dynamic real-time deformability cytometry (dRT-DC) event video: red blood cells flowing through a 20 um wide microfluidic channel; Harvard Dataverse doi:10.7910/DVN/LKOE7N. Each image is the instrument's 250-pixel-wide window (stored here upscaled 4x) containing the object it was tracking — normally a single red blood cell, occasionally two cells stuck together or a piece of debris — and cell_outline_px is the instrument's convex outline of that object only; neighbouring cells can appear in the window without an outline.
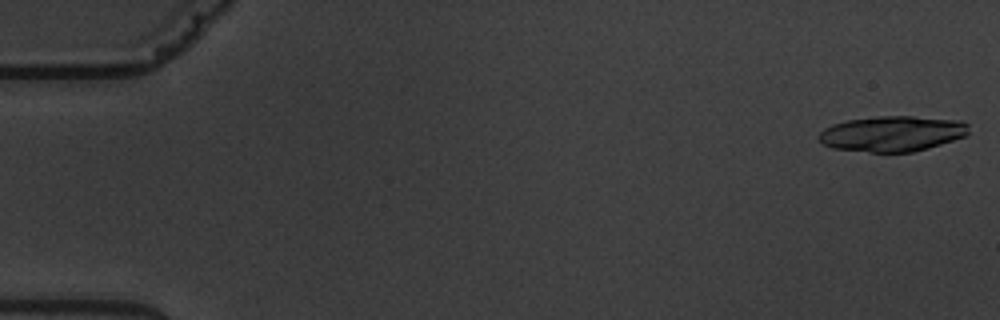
{"species": "common noctule bat (a hibernating species)", "species_latin": "Nyctalus noctula", "temperature_condition": "warm", "stored_images_in_passage": 8, "camera_frame_rate_fps": 3000, "um_per_image_px": 0.085, "animal": {"sex": "male", "body_mass_g": 19.5, "forearm_length_mm": 54.6}, "frame": {"image": 1, "passage_image": 1, "time_ms": 0.0, "image_size_px": [1000, 320], "cell_outline_px": [[968, 136], [928, 148], [912, 152], [872, 152], [832, 148], [824, 144], [820, 140], [820, 132], [824, 128], [832, 124], [848, 120], [880, 116], [912, 116], [960, 120], [968, 124]], "centroid_in_image_um": [75.88, 11.36], "position_along_channel_um": 9.1, "area_um2": 30.98}}